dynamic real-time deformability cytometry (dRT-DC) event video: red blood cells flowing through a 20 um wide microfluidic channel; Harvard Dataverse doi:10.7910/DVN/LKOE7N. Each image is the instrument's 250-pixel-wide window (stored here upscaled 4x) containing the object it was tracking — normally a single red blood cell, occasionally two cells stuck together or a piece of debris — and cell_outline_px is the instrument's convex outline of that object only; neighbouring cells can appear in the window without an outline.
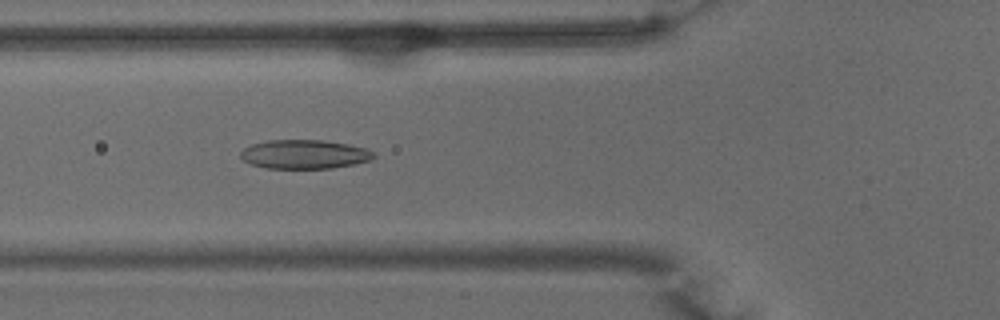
{"species": "common noctule bat (a hibernating species)", "species_latin": "Nyctalus noctula", "temperature_condition": "warm", "stored_images_in_passage": 51, "camera_frame_rate_fps": 3000, "um_per_image_px": 0.085, "animal": {"sex": "male", "body_mass_g": 15.6}, "frame": {"image": 1, "passage_image": 18, "time_ms": 5.667, "image_size_px": [1000, 320], "cell_outline_px": [[376, 156], [372, 160], [356, 164], [332, 168], [264, 168], [252, 164], [244, 160], [240, 156], [240, 152], [244, 148], [252, 144], [268, 140], [324, 140], [348, 144], [364, 148], [372, 152]], "centroid_in_image_um": [25.88, 13.11], "position_along_channel_um": 99.9, "area_um2": 22.48}}
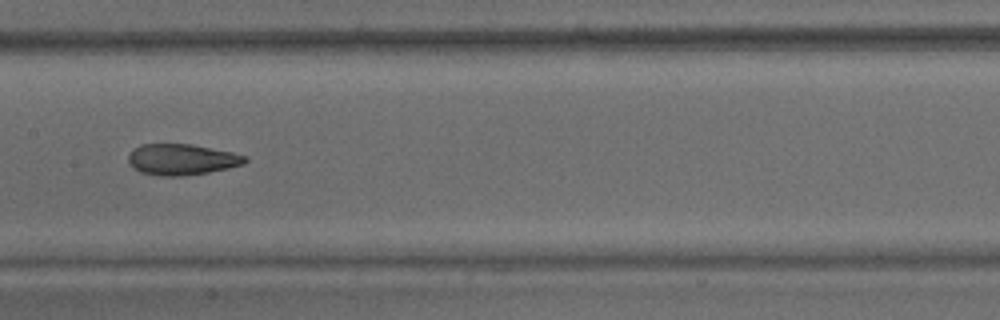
{"frame": {"image": 2, "passage_image": 25, "time_ms": 8.0, "image_size_px": [1000, 320], "cell_outline_px": [[248, 160], [244, 164], [228, 168], [208, 172], [180, 176], [160, 176], [140, 172], [132, 168], [128, 160], [128, 156], [132, 148], [140, 144], [192, 144], [232, 152], [248, 156]], "centroid_in_image_um": [15.43, 13.55], "position_along_channel_um": 192.0, "area_um2": 21.27}}
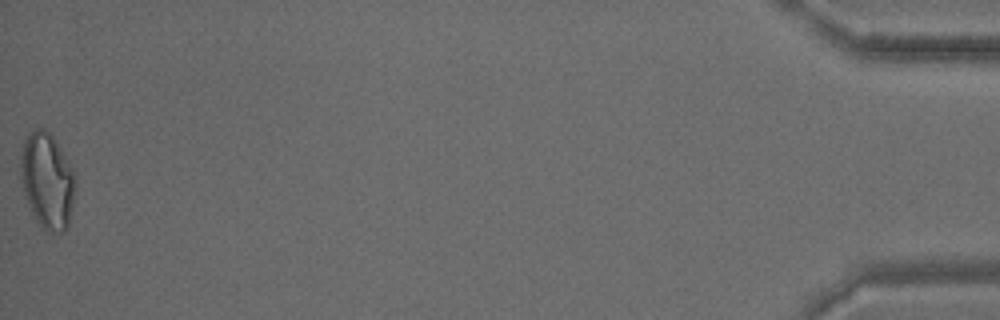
{"frame": {"image": 3, "passage_image": 51, "time_ms": 16.667, "image_size_px": [1000, 320], "cell_outline_px": [[72, 204], [68, 224], [60, 232], [48, 232], [40, 228], [32, 212], [24, 192], [20, 176], [20, 156], [24, 136], [36, 128], [44, 128], [52, 136], [60, 148], [72, 168]], "centroid_in_image_um": [3.94, 15.33], "position_along_channel_um": 431.3, "area_um2": 29.88}, "authors_computed_cell_mechanics": {"area_um2": 22.8888, "velocity_mm_per_s": 3.9182, "shape_relaxation_time_tau1_ms": null, "shape_relaxation_time_tau2_ms": 2.0364, "deformation_change_tau1": null, "deformation_change_tau2": 0.0976}}